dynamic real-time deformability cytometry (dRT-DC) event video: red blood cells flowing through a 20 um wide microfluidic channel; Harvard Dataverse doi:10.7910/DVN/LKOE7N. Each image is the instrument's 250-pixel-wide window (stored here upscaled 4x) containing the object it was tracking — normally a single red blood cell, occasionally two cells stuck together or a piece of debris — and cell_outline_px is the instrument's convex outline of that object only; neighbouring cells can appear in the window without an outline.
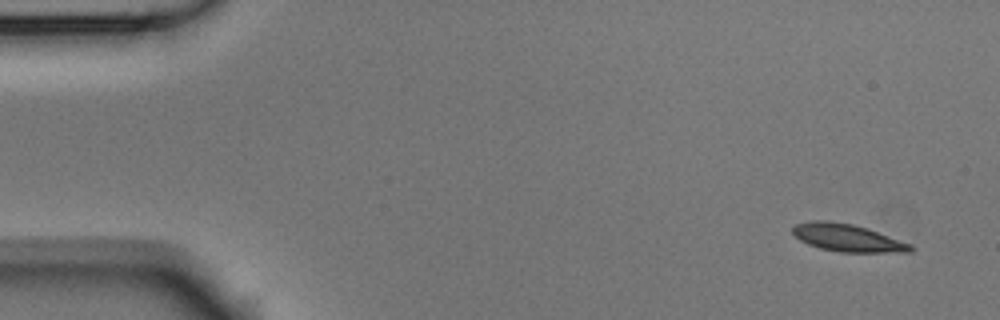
{"species": "Egyptian fruit bat (a non-hibernating species)", "species_latin": "Rousettus aegyptiacus", "temperature_condition": "room temperature", "stored_images_in_passage": 10, "camera_frame_rate_fps": 3000, "um_per_image_px": 0.085, "animal": {"sex": "male"}, "frame": {"image": 1, "passage_image": 1, "time_ms": 0.0, "image_size_px": [1000, 320], "cell_outline_px": [[916, 248], [912, 252], [840, 252], [820, 248], [808, 244], [800, 240], [792, 232], [792, 228], [796, 224], [812, 220], [828, 220], [852, 224], [868, 228], [912, 244]], "centroid_in_image_um": [72.07, 20.21], "position_along_channel_um": 12.9, "area_um2": 19.02}}
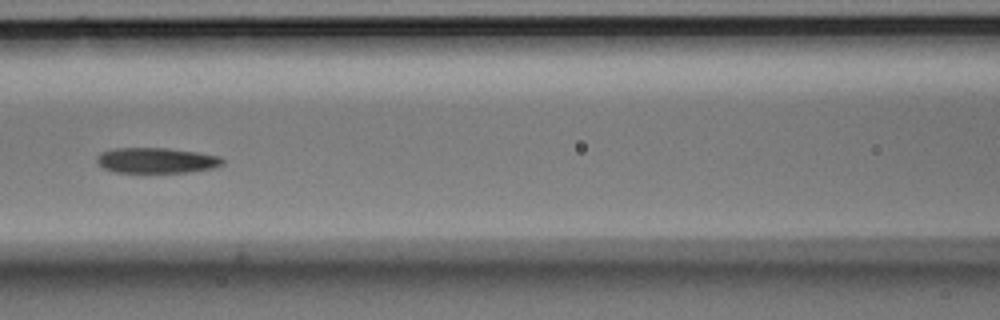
{"frame": {"image": 2, "passage_image": 6, "time_ms": 1.667, "image_size_px": [1000, 320], "cell_outline_px": [[224, 164], [212, 168], [188, 172], [116, 172], [104, 168], [96, 160], [96, 156], [100, 152], [116, 148], [168, 148], [196, 152], [220, 156], [224, 160]], "centroid_in_image_um": [13.3, 13.63], "position_along_channel_um": 153.3, "area_um2": 18.55}}
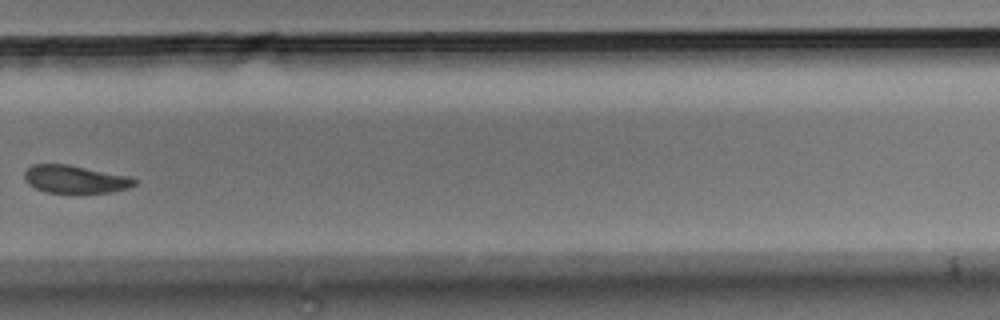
{"frame": {"image": 3, "passage_image": 10, "time_ms": 3.0, "image_size_px": [1000, 320], "cell_outline_px": [[136, 184], [128, 188], [112, 192], [44, 192], [28, 184], [24, 180], [24, 172], [32, 164], [68, 164], [132, 176], [136, 180]], "centroid_in_image_um": [6.39, 15.22], "position_along_channel_um": 323.4, "area_um2": 17.92}}